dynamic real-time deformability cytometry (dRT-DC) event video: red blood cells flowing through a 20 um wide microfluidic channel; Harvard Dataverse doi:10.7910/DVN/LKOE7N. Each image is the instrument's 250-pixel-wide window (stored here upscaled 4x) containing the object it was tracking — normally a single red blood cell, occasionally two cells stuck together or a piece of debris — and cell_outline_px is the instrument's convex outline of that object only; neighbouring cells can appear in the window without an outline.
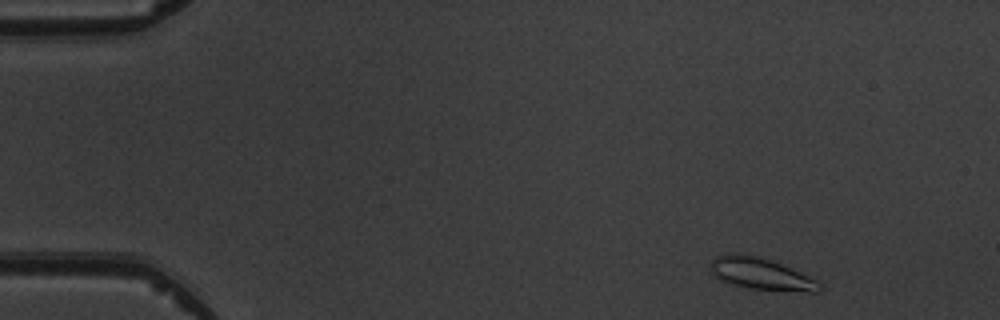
{"species": "common noctule bat (a hibernating species)", "species_latin": "Nyctalus noctula", "temperature_condition": "warm", "stored_images_in_passage": 5, "camera_frame_rate_fps": 3000, "um_per_image_px": 0.085, "animal": {"sex": "male", "body_mass_g": 19.5, "forearm_length_mm": 54.6}, "frame": {"image": 1, "passage_image": 1, "time_ms": 0.0, "image_size_px": [1000, 320], "cell_outline_px": [[820, 292], [808, 292], [752, 288], [732, 284], [720, 280], [712, 272], [712, 260], [716, 256], [728, 252], [736, 252], [760, 256], [772, 260], [808, 276], [816, 280], [820, 284]], "centroid_in_image_um": [64.66, 23.25], "position_along_channel_um": 20.3, "area_um2": 20.0}}
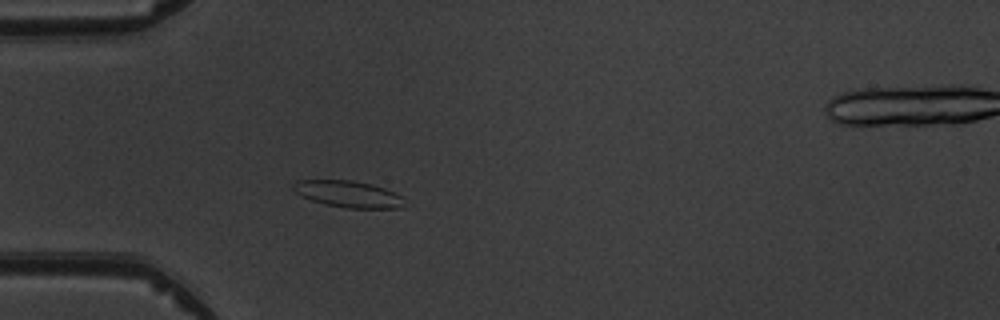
{"frame": {"image": 2, "passage_image": 4, "time_ms": 3.333, "image_size_px": [1000, 320], "cell_outline_px": [[404, 196], [400, 208], [348, 208], [328, 204], [312, 200], [296, 192], [292, 188], [292, 184], [296, 180], [352, 180], [372, 184], [396, 192]], "centroid_in_image_um": [29.62, 16.48], "position_along_channel_um": 55.4, "area_um2": 17.05}}